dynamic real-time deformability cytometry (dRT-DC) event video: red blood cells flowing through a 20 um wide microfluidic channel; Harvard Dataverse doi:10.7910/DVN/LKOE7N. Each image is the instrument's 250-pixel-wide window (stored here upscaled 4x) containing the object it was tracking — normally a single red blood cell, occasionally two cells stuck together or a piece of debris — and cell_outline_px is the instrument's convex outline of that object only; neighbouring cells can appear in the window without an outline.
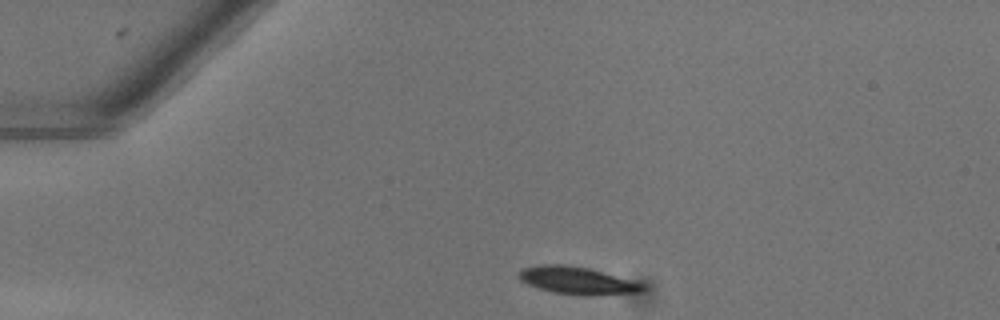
{"species": "common noctule bat (a hibernating species)", "species_latin": "Nyctalus noctula", "temperature_condition": "warm", "stored_images_in_passage": 41, "camera_frame_rate_fps": 3000, "um_per_image_px": 0.085, "animal": {"sex": "female"}, "frame": {"image": 1, "passage_image": 1, "time_ms": 0.0, "image_size_px": [1000, 320], "cell_outline_px": [[648, 288], [644, 292], [584, 296], [552, 292], [528, 284], [520, 280], [516, 276], [524, 268], [536, 264], [568, 264], [588, 268], [636, 280], [644, 284]], "centroid_in_image_um": [49.13, 23.84], "position_along_channel_um": 35.9, "area_um2": 20.23}}
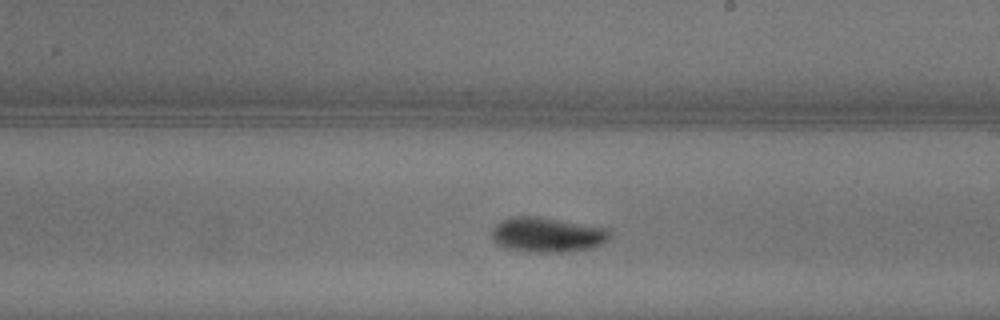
{"frame": {"image": 2, "passage_image": 20, "time_ms": 6.333, "image_size_px": [1000, 320], "cell_outline_px": [[612, 232], [608, 240], [604, 244], [596, 248], [564, 252], [532, 252], [508, 248], [496, 244], [492, 240], [492, 228], [500, 220], [512, 216], [540, 216], [608, 228]], "centroid_in_image_um": [46.55, 19.95], "position_along_channel_um": 242.4, "area_um2": 24.51}}
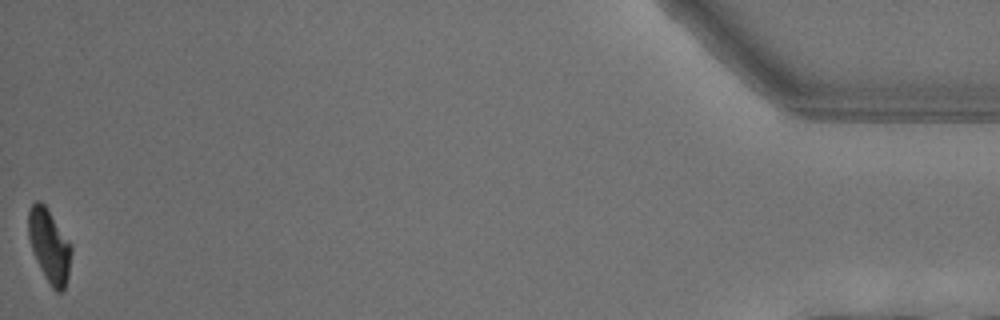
{"frame": {"image": 3, "passage_image": 41, "time_ms": 13.333, "image_size_px": [1000, 320], "cell_outline_px": [[72, 252], [68, 276], [64, 288], [60, 292], [56, 292], [52, 288], [40, 268], [32, 252], [28, 236], [28, 208], [36, 200], [40, 200], [48, 208], [72, 244]], "centroid_in_image_um": [4.19, 20.85], "position_along_channel_um": 431.0, "area_um2": 18.61}, "authors_computed_cell_mechanics": {"area_um2": 20.9236, "velocity_mm_per_s": 4.0556, "shape_relaxation_time_tau1_ms": 2.2388, "shape_relaxation_time_tau2_ms": null, "deformation_change_tau1": 0.1491, "deformation_change_tau2": null}}